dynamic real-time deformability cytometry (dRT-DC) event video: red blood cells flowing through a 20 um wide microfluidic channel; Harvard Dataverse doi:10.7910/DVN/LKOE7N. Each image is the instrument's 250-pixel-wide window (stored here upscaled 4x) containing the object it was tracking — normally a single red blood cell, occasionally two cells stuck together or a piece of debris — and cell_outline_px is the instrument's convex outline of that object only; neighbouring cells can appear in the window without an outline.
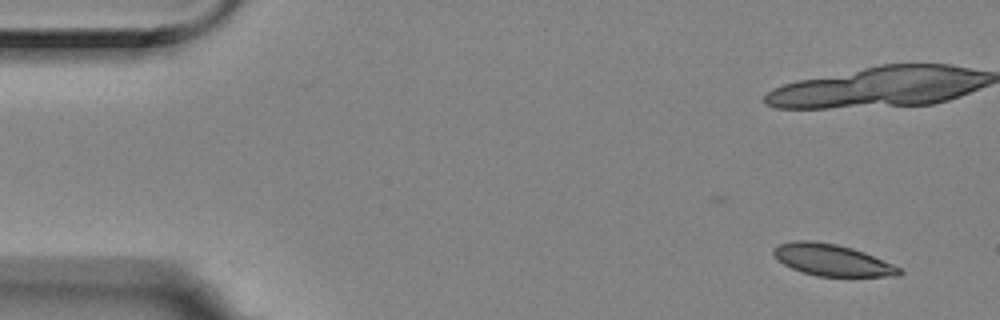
{"species": "Egyptian fruit bat (a non-hibernating species)", "species_latin": "Rousettus aegyptiacus", "temperature_condition": "room temperature", "stored_images_in_passage": 2, "camera_frame_rate_fps": 3000, "um_per_image_px": 0.085, "animal": {"sex": "female"}, "frame": {"image": 1, "passage_image": 2, "time_ms": 0.333, "image_size_px": [1000, 320], "cell_outline_px": [[904, 272], [900, 276], [816, 276], [792, 268], [784, 264], [772, 252], [772, 248], [780, 244], [792, 240], [812, 240], [836, 244], [852, 248], [864, 252], [892, 264], [900, 268]], "centroid_in_image_um": [70.73, 22.09], "position_along_channel_um": 14.3, "area_um2": 23.0}}